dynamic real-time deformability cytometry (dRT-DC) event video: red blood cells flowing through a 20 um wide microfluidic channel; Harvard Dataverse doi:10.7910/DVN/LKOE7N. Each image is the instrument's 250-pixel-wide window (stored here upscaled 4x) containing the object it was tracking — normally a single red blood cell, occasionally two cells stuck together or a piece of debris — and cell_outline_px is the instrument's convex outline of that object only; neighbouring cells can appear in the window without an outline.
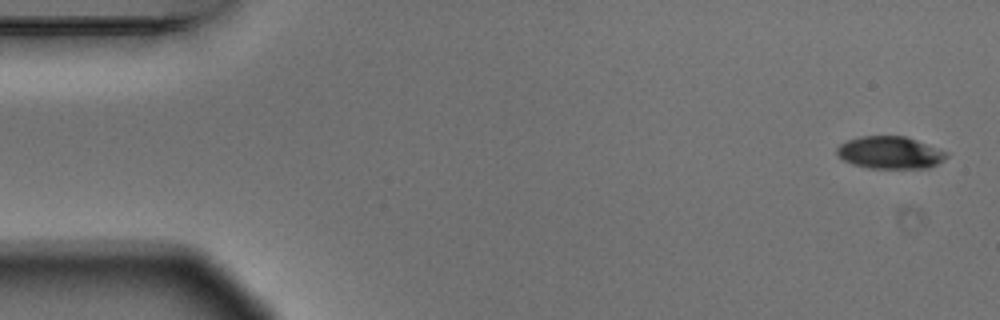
{"species": "Egyptian fruit bat (a non-hibernating species)", "species_latin": "Rousettus aegyptiacus", "temperature_condition": "warm", "stored_images_in_passage": 5, "camera_frame_rate_fps": 3000, "um_per_image_px": 0.085, "animal": {"sex": "male"}, "frame": {"image": 1, "passage_image": 1, "time_ms": 0.0, "image_size_px": [1000, 320], "cell_outline_px": [[948, 156], [944, 160], [928, 168], [868, 168], [852, 164], [844, 160], [836, 152], [836, 148], [840, 144], [848, 140], [860, 136], [904, 136], [916, 140], [948, 152]], "centroid_in_image_um": [75.65, 12.97], "position_along_channel_um": 9.4, "area_um2": 20.58}}
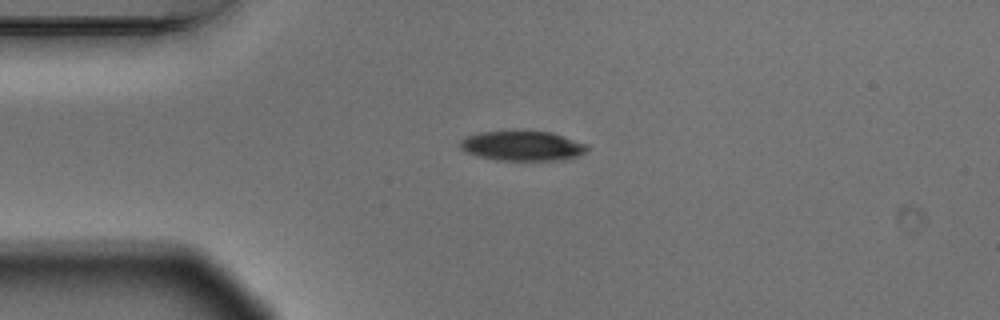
{"frame": {"image": 2, "passage_image": 4, "time_ms": 1.0, "image_size_px": [1000, 320], "cell_outline_px": [[588, 148], [584, 152], [576, 156], [564, 160], [496, 160], [476, 156], [460, 148], [460, 140], [468, 136], [480, 132], [552, 132], [588, 144]], "centroid_in_image_um": [44.41, 12.41], "position_along_channel_um": 40.6, "area_um2": 21.79}}